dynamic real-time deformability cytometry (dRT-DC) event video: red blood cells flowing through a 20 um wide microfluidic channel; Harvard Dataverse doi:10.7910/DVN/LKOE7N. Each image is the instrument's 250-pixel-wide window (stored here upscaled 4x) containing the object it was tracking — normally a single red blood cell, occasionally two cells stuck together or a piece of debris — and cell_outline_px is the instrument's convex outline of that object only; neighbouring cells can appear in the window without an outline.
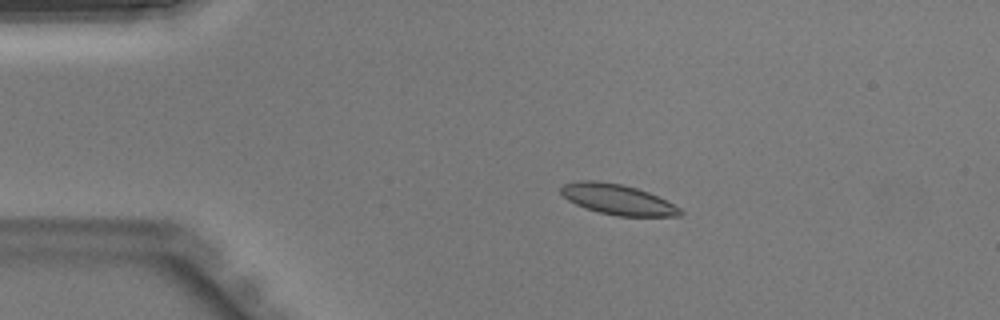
{"species": "Egyptian fruit bat (a non-hibernating species)", "species_latin": "Rousettus aegyptiacus", "temperature_condition": "warm", "stored_images_in_passage": 36, "camera_frame_rate_fps": 3000, "um_per_image_px": 0.085, "animal": {"sex": "male"}, "frame": {"image": 1, "passage_image": 1, "time_ms": 0.0, "image_size_px": [1000, 320], "cell_outline_px": [[684, 212], [680, 216], [616, 216], [584, 208], [568, 200], [560, 192], [560, 188], [564, 184], [580, 180], [596, 180], [620, 184], [636, 188], [648, 192], [680, 208]], "centroid_in_image_um": [52.47, 16.95], "position_along_channel_um": 32.5, "area_um2": 20.92}}
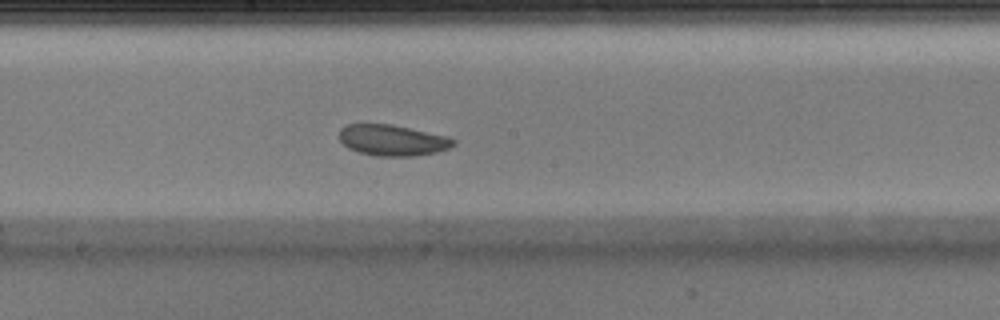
{"frame": {"image": 2, "passage_image": 16, "time_ms": 5.0, "image_size_px": [1000, 320], "cell_outline_px": [[456, 144], [448, 148], [436, 152], [416, 156], [376, 156], [360, 152], [348, 148], [340, 140], [340, 128], [348, 124], [392, 124], [448, 136], [456, 140]], "centroid_in_image_um": [33.38, 11.92], "position_along_channel_um": 214.8, "area_um2": 20.63}}
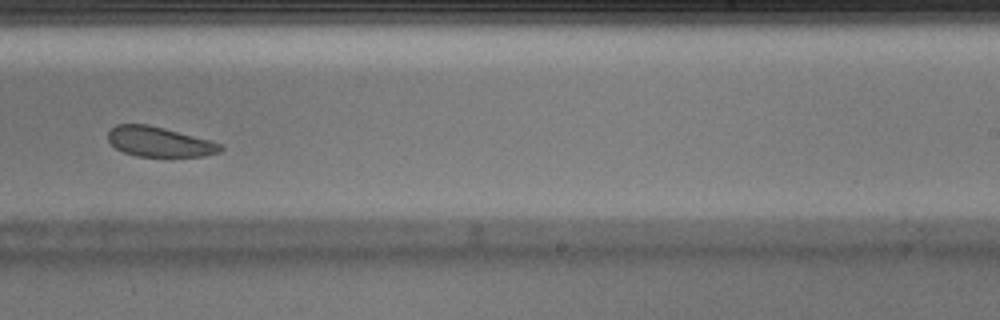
{"frame": {"image": 3, "passage_image": 20, "time_ms": 6.333, "image_size_px": [1000, 320], "cell_outline_px": [[224, 148], [220, 152], [204, 156], [136, 156], [124, 152], [116, 148], [108, 140], [108, 132], [116, 124], [148, 124], [164, 128], [224, 144]], "centroid_in_image_um": [13.56, 12.05], "position_along_channel_um": 275.4, "area_um2": 19.54}}